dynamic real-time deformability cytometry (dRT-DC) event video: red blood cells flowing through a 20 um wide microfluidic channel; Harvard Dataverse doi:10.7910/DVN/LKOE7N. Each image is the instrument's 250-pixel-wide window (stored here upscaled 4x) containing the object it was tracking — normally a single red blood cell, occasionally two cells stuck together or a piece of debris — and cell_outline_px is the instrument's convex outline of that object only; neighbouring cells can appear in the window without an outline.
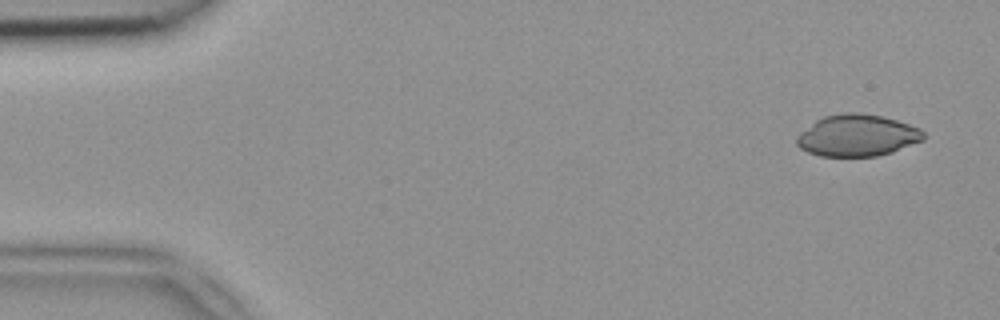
{"species": "common noctule bat (a hibernating species)", "species_latin": "Nyctalus noctula", "temperature_condition": "room temperature", "stored_images_in_passage": 49, "camera_frame_rate_fps": 3000, "um_per_image_px": 0.085, "animal": {"sex": "female", "body_mass_g": 18.4}, "frame": {"image": 1, "passage_image": 3, "time_ms": 0.667, "image_size_px": [1000, 320], "cell_outline_px": [[924, 140], [892, 152], [876, 156], [820, 156], [808, 152], [800, 148], [796, 144], [796, 136], [800, 132], [816, 120], [824, 116], [844, 112], [860, 112], [880, 116], [896, 120], [920, 128], [924, 132]], "centroid_in_image_um": [72.85, 11.51], "position_along_channel_um": 12.1, "area_um2": 30.87}}
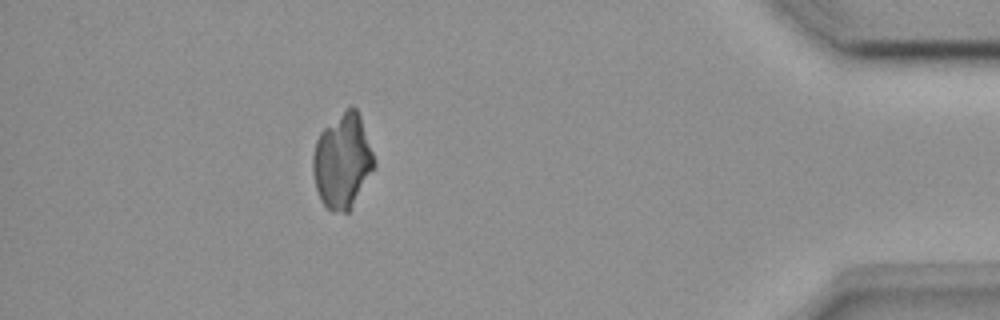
{"frame": {"image": 2, "passage_image": 44, "time_ms": 14.333, "image_size_px": [1000, 320], "cell_outline_px": [[376, 168], [348, 212], [332, 212], [320, 200], [316, 188], [312, 172], [312, 156], [316, 140], [320, 132], [324, 128], [352, 104], [356, 108], [360, 116], [376, 160]], "centroid_in_image_um": [29.12, 13.7], "position_along_channel_um": 406.1, "area_um2": 33.93}}